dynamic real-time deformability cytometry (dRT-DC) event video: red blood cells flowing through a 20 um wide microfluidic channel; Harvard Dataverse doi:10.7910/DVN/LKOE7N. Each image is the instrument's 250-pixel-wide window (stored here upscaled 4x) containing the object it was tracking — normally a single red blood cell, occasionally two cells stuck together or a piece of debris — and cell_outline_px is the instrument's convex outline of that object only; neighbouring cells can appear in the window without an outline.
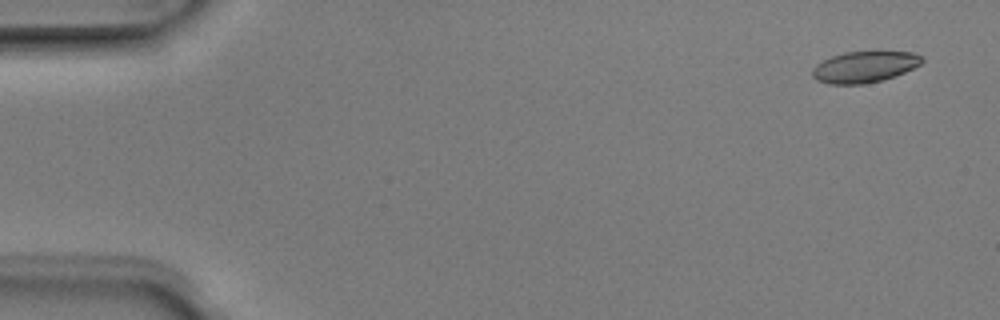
{"species": "Egyptian fruit bat (a non-hibernating species)", "species_latin": "Rousettus aegyptiacus", "temperature_condition": "room temperature", "stored_images_in_passage": 3, "camera_frame_rate_fps": 3000, "um_per_image_px": 0.085, "animal": {"sex": "male"}, "frame": {"image": 1, "passage_image": 1, "time_ms": 0.0, "image_size_px": [1000, 320], "cell_outline_px": [[924, 60], [920, 64], [904, 72], [880, 80], [864, 84], [828, 84], [816, 80], [812, 76], [812, 68], [816, 64], [832, 56], [844, 52], [912, 52], [924, 56]], "centroid_in_image_um": [73.45, 5.68], "position_along_channel_um": 11.5, "area_um2": 19.77}}